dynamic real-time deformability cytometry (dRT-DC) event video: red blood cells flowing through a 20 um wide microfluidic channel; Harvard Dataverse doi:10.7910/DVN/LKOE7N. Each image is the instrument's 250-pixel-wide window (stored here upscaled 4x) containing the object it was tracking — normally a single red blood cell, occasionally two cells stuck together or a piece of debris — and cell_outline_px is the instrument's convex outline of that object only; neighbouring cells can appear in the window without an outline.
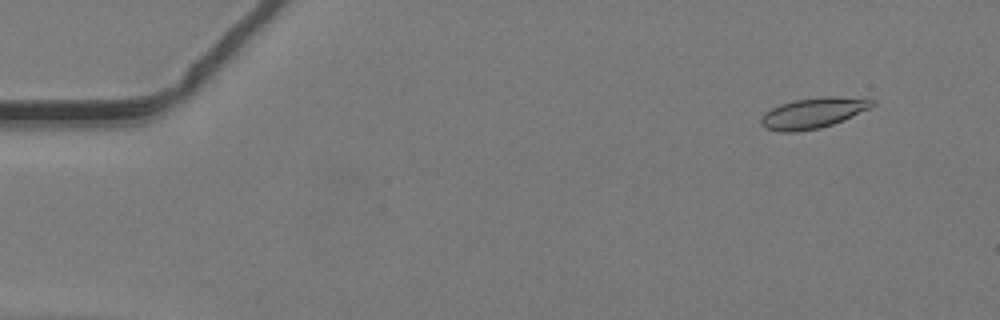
{"species": "common noctule bat (a hibernating species)", "species_latin": "Nyctalus noctula", "temperature_condition": "warm", "stored_images_in_passage": 49, "camera_frame_rate_fps": 3000, "um_per_image_px": 0.085, "animal": {"sex": "male", "body_mass_g": 19.2, "forearm_length_mm": 51.8}, "frame": {"image": 1, "passage_image": 5, "time_ms": 1.333, "image_size_px": [1000, 320], "cell_outline_px": [[876, 104], [844, 120], [820, 128], [796, 132], [780, 132], [764, 128], [760, 124], [760, 116], [764, 112], [780, 104], [792, 100], [824, 96], [832, 96], [876, 100]], "centroid_in_image_um": [69.05, 9.61], "position_along_channel_um": 16.0, "area_um2": 19.88}}
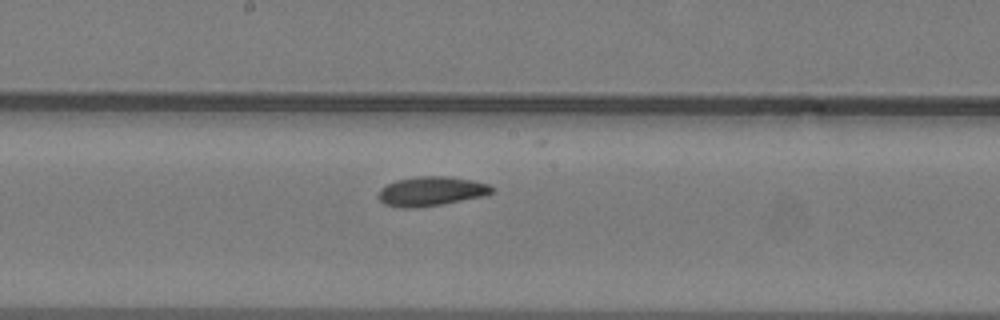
{"frame": {"image": 2, "passage_image": 27, "time_ms": 8.667, "image_size_px": [1000, 320], "cell_outline_px": [[496, 188], [492, 192], [484, 196], [440, 204], [412, 208], [400, 208], [384, 204], [380, 200], [380, 188], [396, 180], [416, 176], [452, 176], [472, 180], [488, 184]], "centroid_in_image_um": [36.67, 16.24], "position_along_channel_um": 211.5, "area_um2": 19.36}}
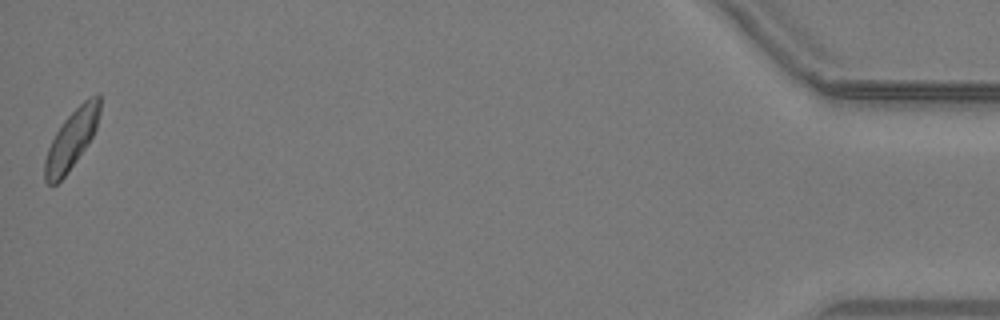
{"frame": {"image": 3, "passage_image": 49, "time_ms": 16.0, "image_size_px": [1000, 320], "cell_outline_px": [[100, 112], [96, 128], [88, 144], [68, 172], [56, 184], [48, 184], [44, 180], [44, 160], [48, 148], [56, 132], [64, 120], [88, 96], [96, 92], [100, 92]], "centroid_in_image_um": [6.09, 11.82], "position_along_channel_um": 429.1, "area_um2": 18.84}}